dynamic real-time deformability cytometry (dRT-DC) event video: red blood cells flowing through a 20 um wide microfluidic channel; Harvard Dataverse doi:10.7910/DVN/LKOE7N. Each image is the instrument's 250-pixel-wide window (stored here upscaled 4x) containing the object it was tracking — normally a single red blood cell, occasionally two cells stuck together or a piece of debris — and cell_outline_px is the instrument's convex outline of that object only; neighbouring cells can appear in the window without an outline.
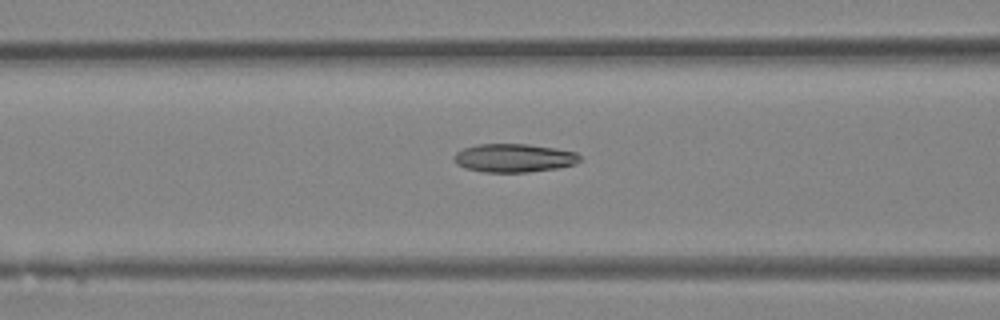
{"species": "Egyptian fruit bat (a non-hibernating species)", "species_latin": "Rousettus aegyptiacus", "temperature_condition": "room temperature", "stored_images_in_passage": 36, "camera_frame_rate_fps": 3000, "um_per_image_px": 0.085, "animal": {"sex": "female"}, "frame": {"image": 1, "passage_image": 17, "time_ms": 5.333, "image_size_px": [1000, 320], "cell_outline_px": [[580, 160], [576, 164], [556, 168], [528, 172], [484, 172], [464, 168], [456, 164], [452, 156], [456, 152], [464, 148], [476, 144], [528, 144], [556, 148], [576, 152], [580, 156]], "centroid_in_image_um": [43.66, 13.42], "position_along_channel_um": 122.9, "area_um2": 20.98}}
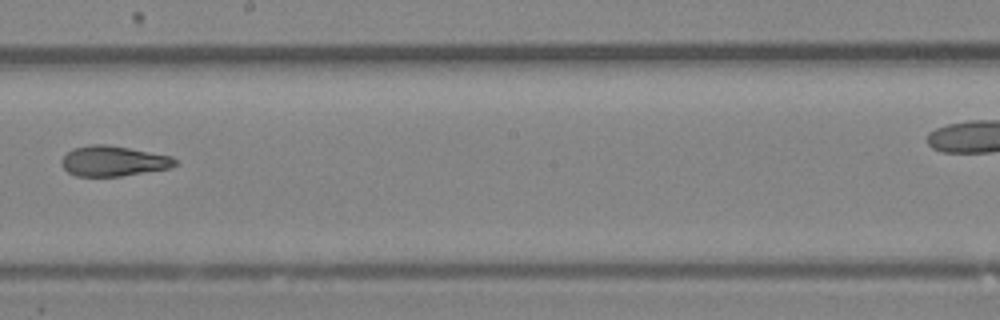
{"frame": {"image": 2, "passage_image": 24, "time_ms": 7.667, "image_size_px": [1000, 320], "cell_outline_px": [[180, 164], [172, 168], [120, 176], [76, 176], [68, 172], [60, 164], [60, 160], [72, 148], [88, 144], [108, 144], [172, 156]], "centroid_in_image_um": [9.65, 13.68], "position_along_channel_um": 238.6, "area_um2": 20.29}}
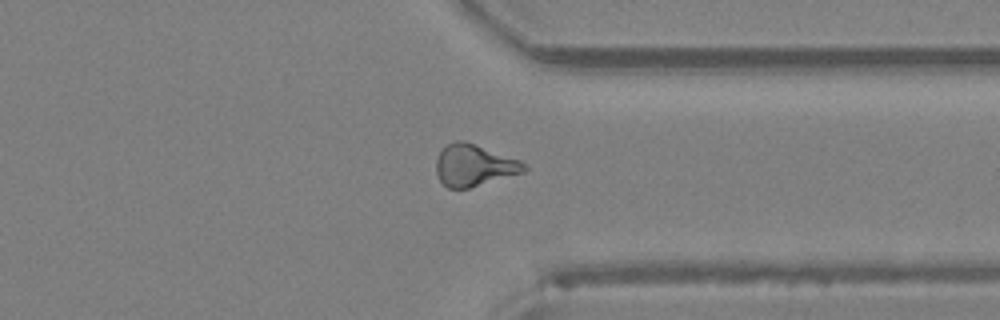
{"frame": {"image": 3, "passage_image": 32, "time_ms": 10.333, "image_size_px": [1000, 320], "cell_outline_px": [[528, 168], [524, 172], [468, 188], [448, 188], [440, 180], [436, 172], [436, 160], [440, 152], [448, 144], [456, 140], [464, 140], [520, 160]], "centroid_in_image_um": [40.29, 14.05], "position_along_channel_um": 371.1, "area_um2": 21.1}}